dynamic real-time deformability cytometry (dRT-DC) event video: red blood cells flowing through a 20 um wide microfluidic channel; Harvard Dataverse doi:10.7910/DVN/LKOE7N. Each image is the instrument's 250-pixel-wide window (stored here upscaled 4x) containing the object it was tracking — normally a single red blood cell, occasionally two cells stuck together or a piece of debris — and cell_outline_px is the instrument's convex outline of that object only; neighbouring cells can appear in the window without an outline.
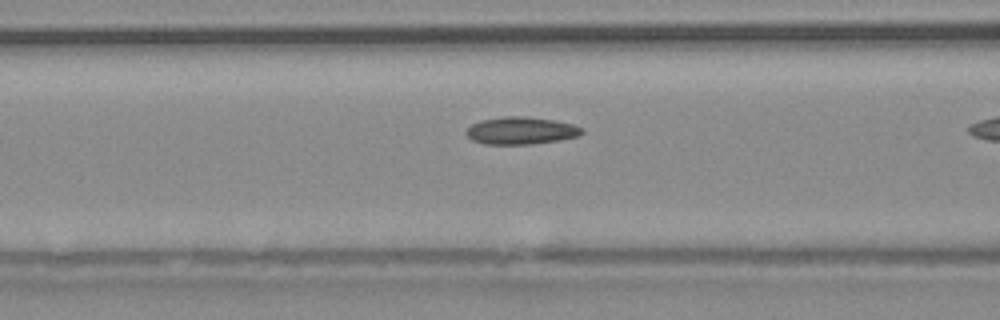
{"species": "common noctule bat (a hibernating species)", "species_latin": "Nyctalus noctula", "temperature_condition": "warm", "stored_images_in_passage": 6, "camera_frame_rate_fps": 3000, "um_per_image_px": 0.085, "animal": {"sex": "male", "body_mass_g": 20.4}, "frame": {"image": 1, "passage_image": 5, "time_ms": 1.333, "image_size_px": [1000, 320], "cell_outline_px": [[584, 132], [580, 136], [560, 140], [532, 144], [484, 144], [472, 140], [464, 132], [472, 124], [480, 120], [504, 116], [528, 116], [556, 120], [572, 124], [584, 128]], "centroid_in_image_um": [44.31, 11.1], "position_along_channel_um": 122.3, "area_um2": 18.73}}